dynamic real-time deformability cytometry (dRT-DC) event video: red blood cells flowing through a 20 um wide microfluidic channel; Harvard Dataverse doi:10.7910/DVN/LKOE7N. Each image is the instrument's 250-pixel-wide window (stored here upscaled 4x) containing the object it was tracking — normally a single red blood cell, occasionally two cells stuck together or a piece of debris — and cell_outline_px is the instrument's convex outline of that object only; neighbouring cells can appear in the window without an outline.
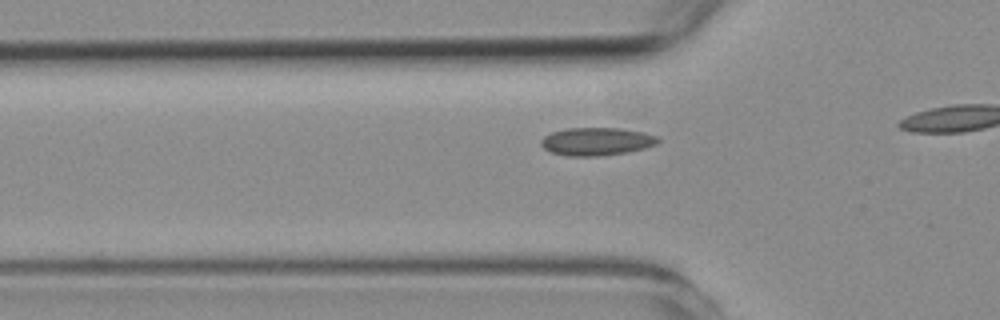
{"species": "common noctule bat (a hibernating species)", "species_latin": "Nyctalus noctula", "temperature_condition": "room temperature", "stored_images_in_passage": 17, "camera_frame_rate_fps": 3000, "um_per_image_px": 0.085, "animal": {"sex": "female", "body_mass_g": 19.3, "forearm_length_mm": 54.1}, "frame": {"image": 1, "passage_image": 12, "time_ms": 3.667, "image_size_px": [1000, 320], "cell_outline_px": [[660, 140], [656, 144], [644, 148], [628, 152], [600, 156], [568, 156], [552, 152], [544, 148], [540, 144], [540, 140], [544, 136], [552, 132], [564, 128], [620, 128], [644, 132], [660, 136]], "centroid_in_image_um": [50.73, 12.02], "position_along_channel_um": 75.1, "area_um2": 19.19}}
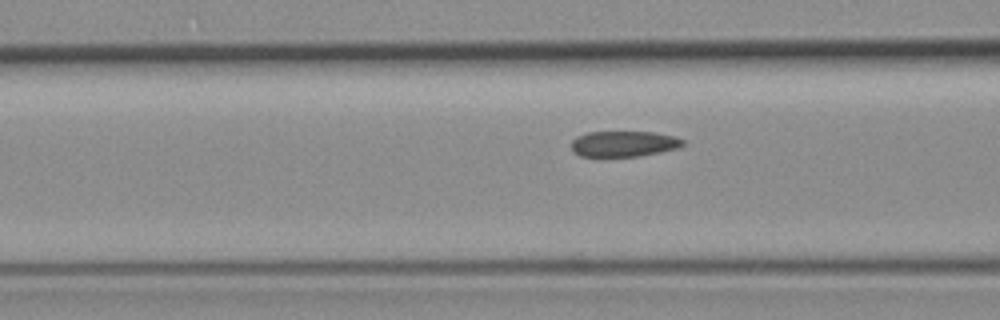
{"frame": {"image": 2, "passage_image": 15, "time_ms": 4.667, "image_size_px": [1000, 320], "cell_outline_px": [[684, 144], [676, 148], [660, 152], [636, 156], [580, 156], [572, 152], [572, 140], [576, 136], [588, 132], [652, 132], [676, 136], [684, 140]], "centroid_in_image_um": [53.0, 12.21], "position_along_channel_um": 113.6, "area_um2": 16.65}}